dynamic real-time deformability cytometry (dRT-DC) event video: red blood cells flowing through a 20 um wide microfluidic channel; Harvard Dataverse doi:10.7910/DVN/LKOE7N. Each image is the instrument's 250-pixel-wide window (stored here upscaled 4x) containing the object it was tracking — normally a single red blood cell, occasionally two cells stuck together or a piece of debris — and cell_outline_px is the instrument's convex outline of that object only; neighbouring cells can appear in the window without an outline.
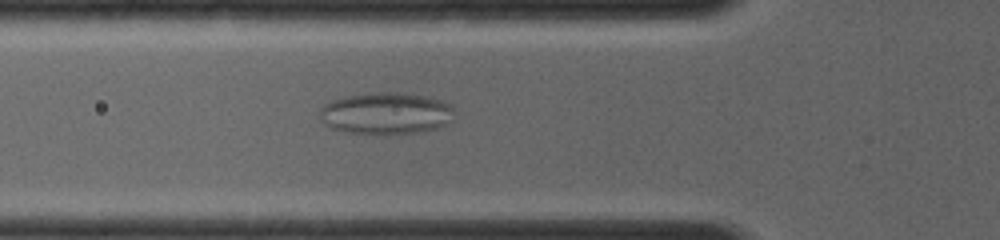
{"species": "common noctule bat (a hibernating species)", "species_latin": "Nyctalus noctula", "temperature_condition": "room temperature", "stored_images_in_passage": 20, "camera_frame_rate_fps": 4000, "um_per_image_px": 0.085, "animal": {"sex": "female", "body_mass_g": 19.0, "forearm_length_mm": 56.7}, "frame": {"image": 1, "passage_image": 12, "time_ms": 4.25, "image_size_px": [1000, 240], "cell_outline_px": [[452, 108], [444, 124], [436, 128], [412, 132], [352, 132], [336, 128], [324, 124], [320, 120], [320, 108], [324, 104], [332, 100], [344, 96], [368, 92], [396, 92], [428, 96], [444, 100], [452, 104]], "centroid_in_image_um": [32.75, 9.57], "position_along_channel_um": 93.0, "area_um2": 31.91}}
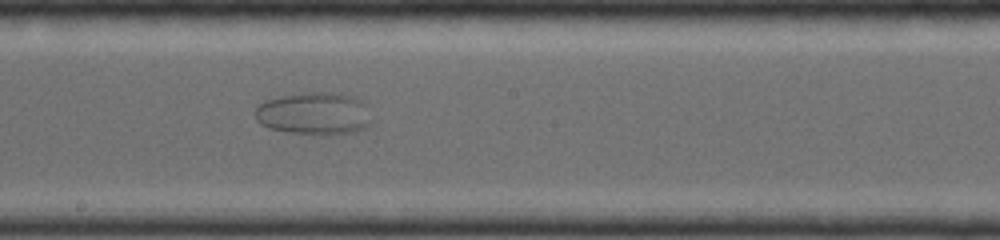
{"frame": {"image": 2, "passage_image": 20, "time_ms": 7.25, "image_size_px": [1000, 240], "cell_outline_px": [[372, 120], [368, 124], [360, 128], [344, 132], [296, 132], [272, 128], [260, 124], [256, 120], [256, 108], [264, 100], [280, 96], [308, 92], [336, 92], [356, 96], [364, 100], [368, 104]], "centroid_in_image_um": [26.73, 9.57], "position_along_channel_um": 221.5, "area_um2": 28.21}}